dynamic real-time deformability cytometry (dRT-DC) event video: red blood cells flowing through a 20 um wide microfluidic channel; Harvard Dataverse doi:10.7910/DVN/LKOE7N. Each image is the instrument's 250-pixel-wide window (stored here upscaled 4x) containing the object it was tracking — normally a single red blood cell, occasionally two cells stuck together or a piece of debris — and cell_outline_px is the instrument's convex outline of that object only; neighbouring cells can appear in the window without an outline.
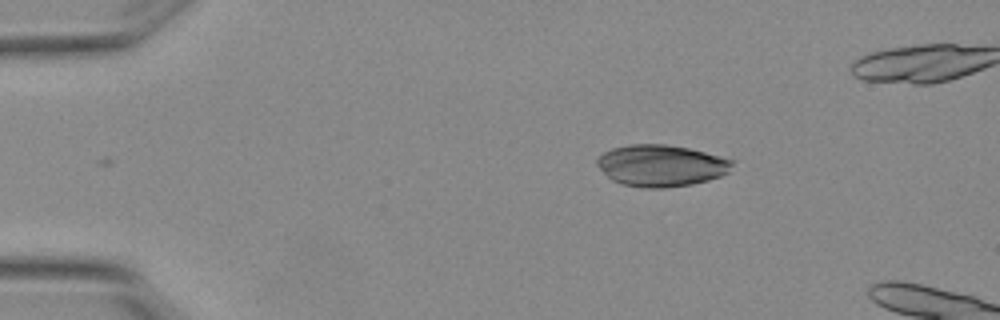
{"species": "Egyptian fruit bat (a non-hibernating species)", "species_latin": "Rousettus aegyptiacus", "temperature_condition": "warm", "stored_images_in_passage": 2, "camera_frame_rate_fps": 3000, "um_per_image_px": 0.085, "animal": {"sex": "female"}, "frame": {"image": 1, "passage_image": 2, "time_ms": 0.333, "image_size_px": [1000, 320], "cell_outline_px": [[736, 160], [728, 172], [720, 176], [708, 180], [692, 184], [664, 188], [644, 188], [620, 184], [612, 180], [596, 164], [596, 160], [604, 152], [612, 148], [628, 144], [664, 144], [688, 148]], "centroid_in_image_um": [56.2, 14.07], "position_along_channel_um": 28.8, "area_um2": 32.83}}